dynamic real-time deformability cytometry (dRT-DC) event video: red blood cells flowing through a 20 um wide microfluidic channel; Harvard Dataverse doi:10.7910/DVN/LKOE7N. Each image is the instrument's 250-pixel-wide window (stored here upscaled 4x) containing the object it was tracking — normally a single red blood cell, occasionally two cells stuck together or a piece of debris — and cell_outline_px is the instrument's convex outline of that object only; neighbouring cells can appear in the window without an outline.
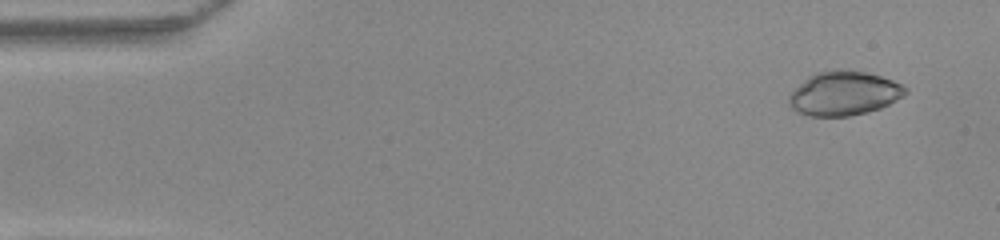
{"species": "common noctule bat (a hibernating species)", "species_latin": "Nyctalus noctula", "temperature_condition": "warm", "stored_images_in_passage": 50, "camera_frame_rate_fps": 3000, "um_per_image_px": 0.085, "animal": {"sex": "female", "body_mass_g": 22.0, "forearm_length_mm": 56.7}, "frame": {"image": 1, "passage_image": 3, "time_ms": 0.667, "image_size_px": [1000, 240], "cell_outline_px": [[908, 92], [904, 96], [880, 108], [848, 116], [812, 116], [796, 112], [788, 104], [788, 96], [808, 76], [816, 72], [832, 68], [848, 68], [880, 76], [904, 84], [908, 88]], "centroid_in_image_um": [71.74, 7.91], "position_along_channel_um": 13.3, "area_um2": 30.23}}
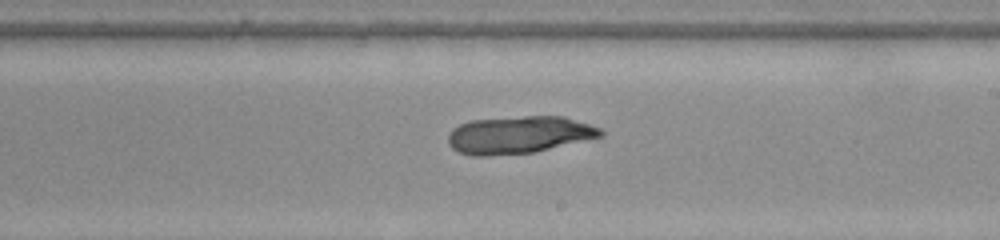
{"frame": {"image": 2, "passage_image": 29, "time_ms": 9.333, "image_size_px": [1000, 240], "cell_outline_px": [[604, 136], [536, 152], [488, 156], [472, 156], [460, 152], [452, 148], [448, 144], [448, 136], [452, 128], [460, 124], [472, 120], [524, 116], [564, 116], [600, 128], [604, 132]], "centroid_in_image_um": [44.11, 11.47], "position_along_channel_um": 244.9, "area_um2": 33.41}}
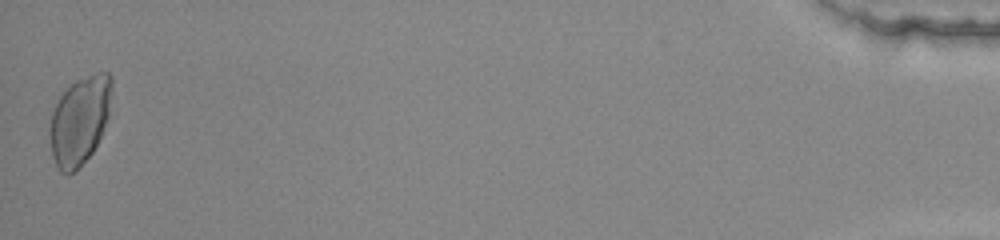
{"frame": {"image": 3, "passage_image": 50, "time_ms": 16.333, "image_size_px": [1000, 240], "cell_outline_px": [[112, 92], [108, 116], [100, 136], [92, 152], [68, 176], [60, 172], [52, 156], [48, 132], [48, 128], [52, 112], [60, 96], [76, 80], [96, 72], [108, 72], [112, 76]], "centroid_in_image_um": [6.76, 10.22], "position_along_channel_um": 428.4, "area_um2": 31.73}}